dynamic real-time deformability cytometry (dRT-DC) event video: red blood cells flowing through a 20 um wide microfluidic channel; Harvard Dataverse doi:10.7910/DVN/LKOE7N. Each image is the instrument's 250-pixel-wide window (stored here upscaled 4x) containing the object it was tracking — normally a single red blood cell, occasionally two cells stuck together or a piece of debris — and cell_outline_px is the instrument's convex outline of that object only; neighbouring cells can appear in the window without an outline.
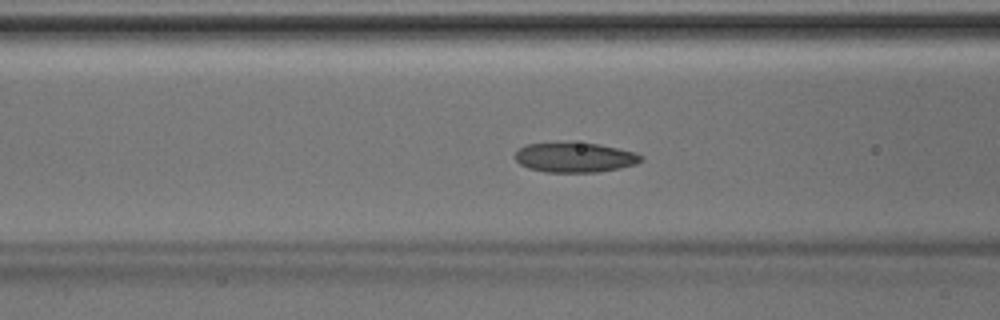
{"species": "Egyptian fruit bat (a non-hibernating species)", "species_latin": "Rousettus aegyptiacus", "temperature_condition": "room temperature", "stored_images_in_passage": 46, "camera_frame_rate_fps": 3000, "um_per_image_px": 0.085, "animal": {"sex": "male"}, "frame": {"image": 1, "passage_image": 18, "time_ms": 5.667, "image_size_px": [1000, 320], "cell_outline_px": [[644, 160], [636, 164], [620, 168], [596, 172], [544, 172], [528, 168], [520, 164], [516, 160], [516, 152], [524, 144], [600, 144], [636, 152], [644, 156]], "centroid_in_image_um": [48.91, 13.4], "position_along_channel_um": 117.7, "area_um2": 21.56}}
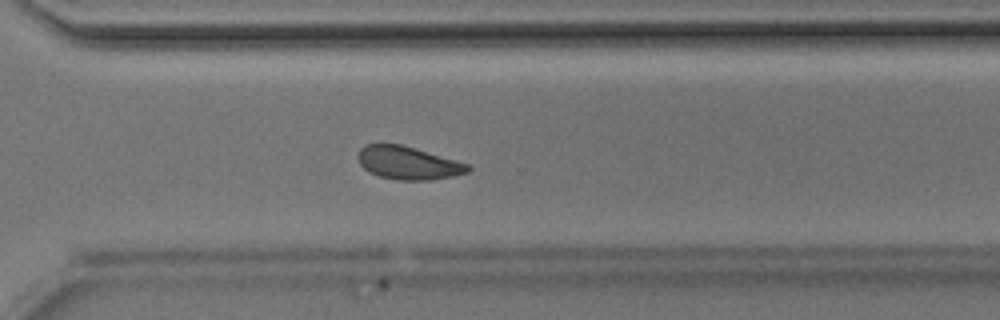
{"frame": {"image": 2, "passage_image": 33, "time_ms": 10.667, "image_size_px": [1000, 320], "cell_outline_px": [[472, 168], [468, 172], [452, 176], [428, 180], [400, 180], [380, 176], [368, 172], [360, 164], [356, 156], [360, 148], [364, 144], [400, 144], [456, 160], [468, 164]], "centroid_in_image_um": [34.65, 13.84], "position_along_channel_um": 335.9, "area_um2": 21.04}}
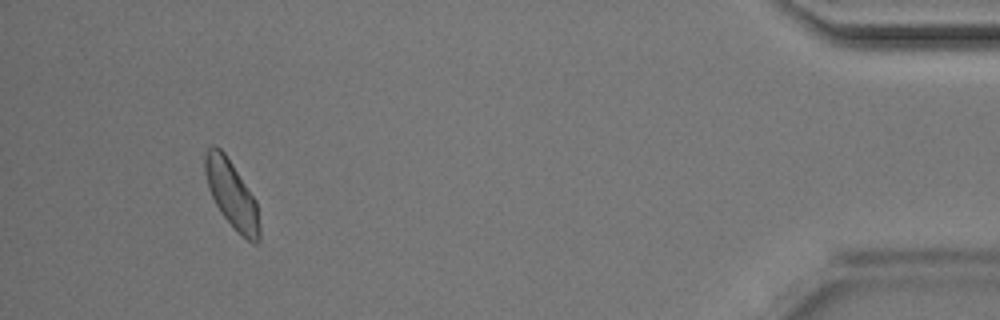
{"frame": {"image": 3, "passage_image": 43, "time_ms": 14.0, "image_size_px": [1000, 320], "cell_outline_px": [[260, 240], [256, 244], [252, 244], [220, 212], [208, 188], [204, 172], [204, 156], [208, 148], [212, 144], [220, 148], [224, 152], [256, 200], [260, 224]], "centroid_in_image_um": [19.69, 16.49], "position_along_channel_um": 415.5, "area_um2": 21.1}}